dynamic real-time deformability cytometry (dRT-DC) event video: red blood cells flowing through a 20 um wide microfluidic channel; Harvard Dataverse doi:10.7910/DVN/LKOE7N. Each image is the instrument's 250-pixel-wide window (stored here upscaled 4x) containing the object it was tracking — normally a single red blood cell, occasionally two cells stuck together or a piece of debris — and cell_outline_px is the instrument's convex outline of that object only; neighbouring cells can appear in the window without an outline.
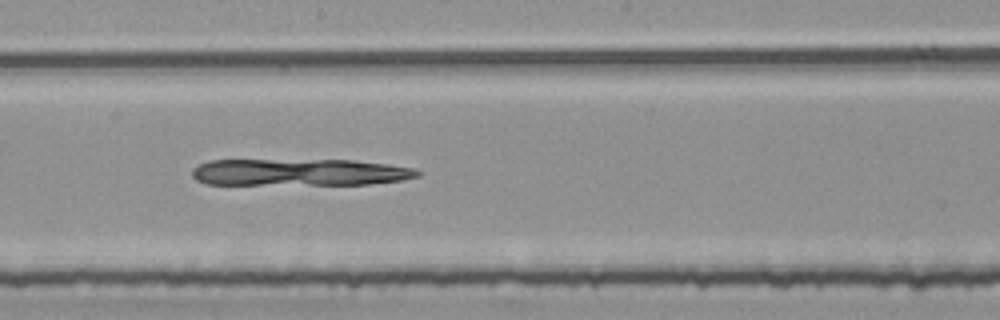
{"species": "common noctule bat (a hibernating species)", "species_latin": "Nyctalus noctula", "temperature_condition": "room temperature", "stored_images_in_passage": 39, "camera_frame_rate_fps": 3000, "um_per_image_px": 0.085, "animal": {"sex": "female", "body_mass_g": 25.1}, "frame": {"image": 1, "passage_image": 22, "time_ms": 7.0, "image_size_px": [1000, 320], "cell_outline_px": [[424, 172], [420, 176], [400, 180], [372, 184], [204, 184], [196, 180], [192, 176], [192, 168], [196, 164], [208, 160], [352, 160], [416, 168]], "centroid_in_image_um": [25.44, 14.64], "position_along_channel_um": 222.8, "area_um2": 35.6}}